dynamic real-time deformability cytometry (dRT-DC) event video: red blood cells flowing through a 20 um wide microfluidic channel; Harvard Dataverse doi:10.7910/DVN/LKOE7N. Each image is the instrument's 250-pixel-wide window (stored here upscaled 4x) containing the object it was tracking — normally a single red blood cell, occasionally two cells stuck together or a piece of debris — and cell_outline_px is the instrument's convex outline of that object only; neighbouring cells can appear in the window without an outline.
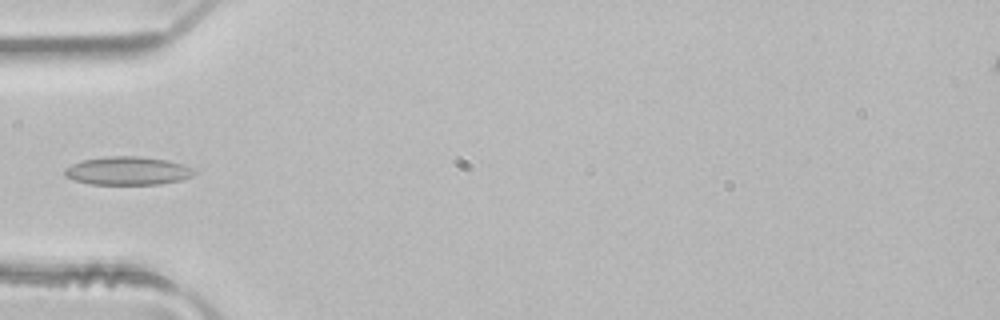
{"species": "common noctule bat (a hibernating species)", "species_latin": "Nyctalus noctula", "temperature_condition": "room temperature", "stored_images_in_passage": 3, "camera_frame_rate_fps": 3000, "um_per_image_px": 0.085, "animal": {"sex": "male", "body_mass_g": 21.5, "forearm_length_mm": 52.0}, "frame": {"image": 1, "passage_image": 3, "time_ms": 0.667, "image_size_px": [1000, 320], "cell_outline_px": [[196, 172], [192, 176], [180, 180], [160, 184], [92, 184], [72, 180], [64, 176], [64, 168], [72, 164], [84, 160], [108, 156], [136, 156], [168, 160], [184, 164], [196, 168]], "centroid_in_image_um": [10.87, 14.52], "position_along_channel_um": 74.1, "area_um2": 21.5}}